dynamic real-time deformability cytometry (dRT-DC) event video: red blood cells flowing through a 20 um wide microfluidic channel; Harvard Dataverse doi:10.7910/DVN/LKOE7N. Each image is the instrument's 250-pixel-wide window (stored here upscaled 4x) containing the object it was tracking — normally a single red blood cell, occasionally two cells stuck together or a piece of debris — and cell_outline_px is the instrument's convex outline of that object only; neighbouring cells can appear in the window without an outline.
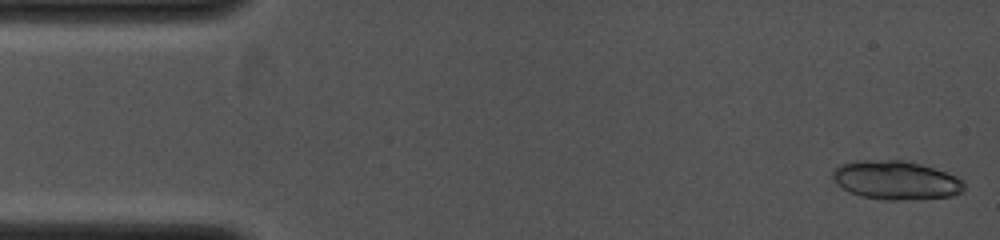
{"species": "common noctule bat (a hibernating species)", "species_latin": "Nyctalus noctula", "temperature_condition": "cold", "stored_images_in_passage": 7, "camera_frame_rate_fps": 4000, "um_per_image_px": 0.085, "animal": {"sex": "female", "body_mass_g": 19.0, "forearm_length_mm": 53.3}, "frame": {"image": 1, "passage_image": 1, "time_ms": 0.0, "image_size_px": [1000, 240], "cell_outline_px": [[964, 192], [952, 196], [908, 200], [884, 200], [864, 196], [848, 192], [836, 184], [832, 176], [832, 172], [840, 164], [856, 160], [904, 160], [920, 164], [956, 176], [964, 180]], "centroid_in_image_um": [76.15, 15.32], "position_along_channel_um": 8.9, "area_um2": 29.82}}